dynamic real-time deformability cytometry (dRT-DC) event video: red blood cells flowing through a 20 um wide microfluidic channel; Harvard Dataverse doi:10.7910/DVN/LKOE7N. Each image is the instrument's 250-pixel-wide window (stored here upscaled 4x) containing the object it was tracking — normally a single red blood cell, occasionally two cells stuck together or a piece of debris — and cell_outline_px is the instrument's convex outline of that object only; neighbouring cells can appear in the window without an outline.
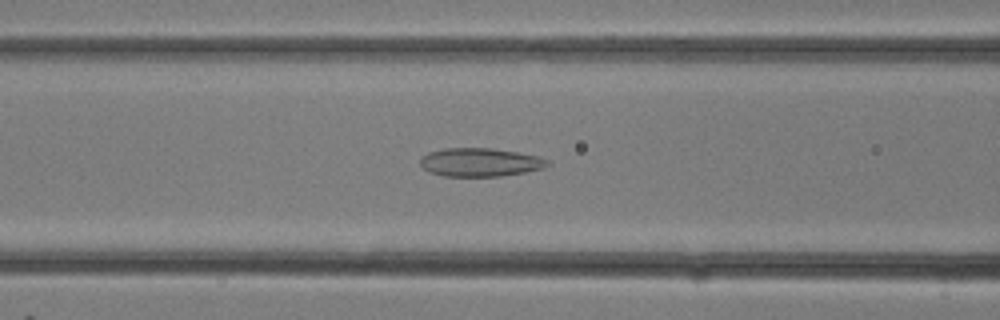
{"species": "common noctule bat (a hibernating species)", "species_latin": "Nyctalus noctula", "temperature_condition": "room temperature", "stored_images_in_passage": 15, "camera_frame_rate_fps": 3000, "um_per_image_px": 0.085, "animal": {"sex": "female"}, "frame": {"image": 1, "passage_image": 11, "time_ms": 3.333, "image_size_px": [1000, 320], "cell_outline_px": [[552, 164], [544, 168], [524, 172], [500, 176], [444, 176], [428, 172], [420, 164], [420, 160], [428, 152], [444, 148], [492, 148], [516, 152], [536, 156], [548, 160]], "centroid_in_image_um": [40.81, 13.79], "position_along_channel_um": 125.8, "area_um2": 21.04}}
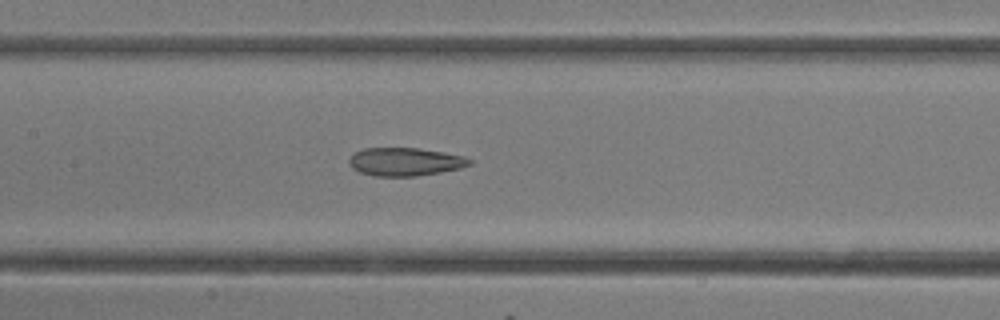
{"frame": {"image": 2, "passage_image": 13, "time_ms": 4.0, "image_size_px": [1000, 320], "cell_outline_px": [[472, 164], [460, 168], [440, 172], [416, 176], [376, 176], [360, 172], [352, 168], [348, 164], [348, 160], [352, 152], [364, 148], [420, 148], [444, 152], [464, 156], [472, 160]], "centroid_in_image_um": [34.41, 13.74], "position_along_channel_um": 173.0, "area_um2": 19.94}}
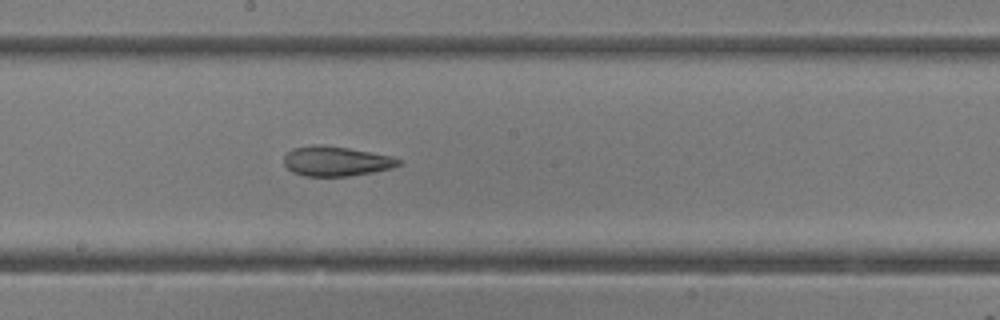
{"frame": {"image": 3, "passage_image": 15, "time_ms": 4.667, "image_size_px": [1000, 320], "cell_outline_px": [[404, 164], [392, 168], [372, 172], [348, 176], [304, 176], [292, 172], [284, 164], [284, 156], [292, 148], [312, 144], [316, 144], [348, 148], [392, 156], [404, 160]], "centroid_in_image_um": [28.59, 13.7], "position_along_channel_um": 219.6, "area_um2": 20.06}}